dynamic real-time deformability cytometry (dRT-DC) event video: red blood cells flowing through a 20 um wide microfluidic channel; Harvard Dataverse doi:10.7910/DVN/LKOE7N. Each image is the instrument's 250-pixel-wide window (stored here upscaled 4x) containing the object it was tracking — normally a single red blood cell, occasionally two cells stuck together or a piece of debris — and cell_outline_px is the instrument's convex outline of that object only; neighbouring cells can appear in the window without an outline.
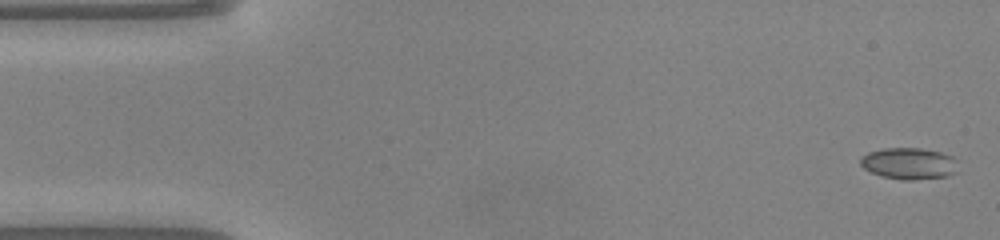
{"species": "common noctule bat (a hibernating species)", "species_latin": "Nyctalus noctula", "temperature_condition": "warm", "stored_images_in_passage": 49, "camera_frame_rate_fps": 3000, "um_per_image_px": 0.085, "animal": {"sex": "male", "body_mass_g": 20.0, "forearm_length_mm": 53.3}, "frame": {"image": 1, "passage_image": 1, "time_ms": 0.0, "image_size_px": [1000, 240], "cell_outline_px": [[960, 172], [948, 176], [912, 180], [904, 180], [884, 176], [872, 172], [864, 168], [860, 164], [860, 156], [868, 152], [884, 148], [920, 148], [940, 152], [952, 156]], "centroid_in_image_um": [77.28, 13.89], "position_along_channel_um": 7.7, "area_um2": 17.98}}
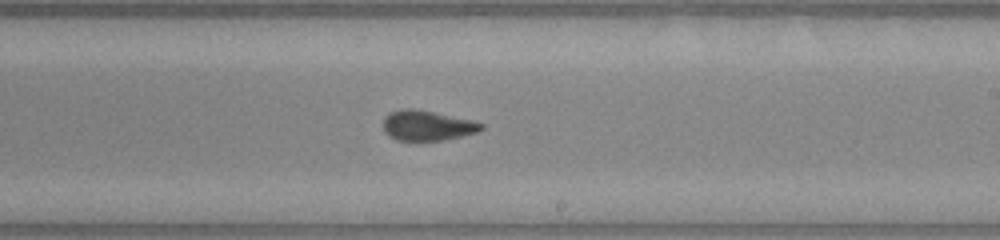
{"frame": {"image": 2, "passage_image": 28, "time_ms": 9.0, "image_size_px": [1000, 240], "cell_outline_px": [[484, 128], [476, 132], [444, 140], [396, 140], [388, 136], [384, 132], [384, 120], [392, 112], [404, 108], [412, 108], [472, 120], [484, 124]], "centroid_in_image_um": [36.31, 10.68], "position_along_channel_um": 252.7, "area_um2": 16.88}}
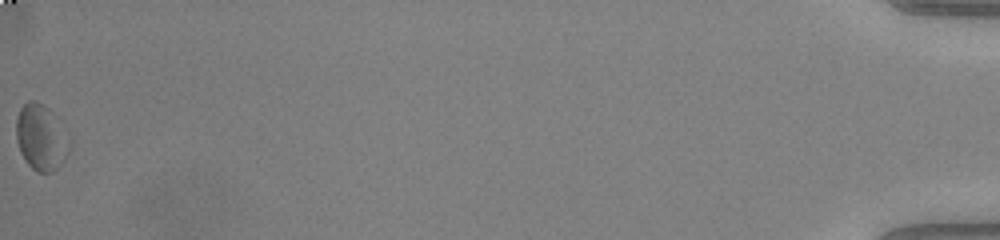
{"frame": {"image": 3, "passage_image": 49, "time_ms": 16.0, "image_size_px": [1000, 240], "cell_outline_px": [[72, 144], [68, 152], [60, 164], [52, 172], [36, 172], [24, 160], [20, 152], [16, 140], [16, 120], [20, 108], [28, 100], [36, 100], [48, 108], [64, 124], [72, 136]], "centroid_in_image_um": [3.54, 11.65], "position_along_channel_um": 431.7, "area_um2": 21.1}, "authors_computed_cell_mechanics": {"area_um2": 17.2822, "velocity_mm_per_s": 4.0916, "shape_relaxation_time_tau1_ms": 5.4086, "shape_relaxation_time_tau2_ms": 1.5447, "deformation_change_tau1": 0.1638, "deformation_change_tau2": 0.0792}}